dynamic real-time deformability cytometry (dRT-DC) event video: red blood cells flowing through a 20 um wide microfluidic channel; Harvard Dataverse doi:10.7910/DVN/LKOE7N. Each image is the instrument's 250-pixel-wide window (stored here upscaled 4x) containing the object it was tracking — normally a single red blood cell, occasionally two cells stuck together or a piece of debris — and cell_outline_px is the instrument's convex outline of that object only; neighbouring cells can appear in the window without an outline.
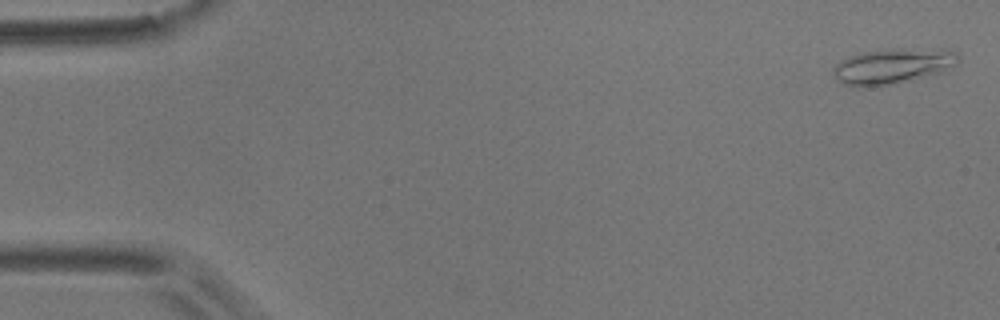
{"species": "common noctule bat (a hibernating species)", "species_latin": "Nyctalus noctula", "temperature_condition": "room temperature", "stored_images_in_passage": 6, "camera_frame_rate_fps": 3000, "um_per_image_px": 0.085, "animal": {"sex": "male", "body_mass_g": 17.9}, "frame": {"image": 1, "passage_image": 1, "time_ms": 0.0, "image_size_px": [1000, 320], "cell_outline_px": [[960, 60], [952, 68], [940, 72], [892, 84], [856, 88], [844, 84], [832, 76], [832, 68], [836, 64], [848, 56], [860, 52], [892, 48], [948, 48], [956, 52], [960, 56]], "centroid_in_image_um": [75.89, 5.59], "position_along_channel_um": 9.1, "area_um2": 26.36}}